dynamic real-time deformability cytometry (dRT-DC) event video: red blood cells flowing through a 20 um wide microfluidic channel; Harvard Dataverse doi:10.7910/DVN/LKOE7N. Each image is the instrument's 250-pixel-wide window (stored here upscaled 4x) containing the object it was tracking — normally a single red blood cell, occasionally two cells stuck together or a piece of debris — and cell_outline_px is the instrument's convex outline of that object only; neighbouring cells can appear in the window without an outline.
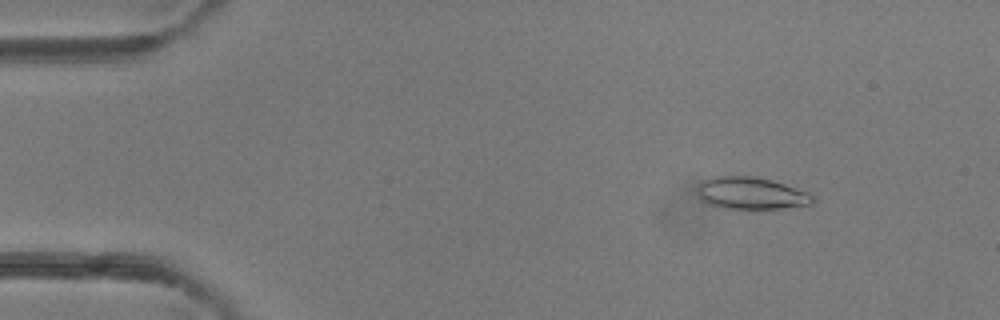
{"species": "common noctule bat (a hibernating species)", "species_latin": "Nyctalus noctula", "temperature_condition": "room temperature", "stored_images_in_passage": 46, "camera_frame_rate_fps": 3000, "um_per_image_px": 0.085, "animal": {"sex": "female"}, "frame": {"image": 1, "passage_image": 6, "time_ms": 1.667, "image_size_px": [1000, 320], "cell_outline_px": [[816, 200], [812, 204], [780, 208], [724, 208], [708, 204], [700, 200], [700, 184], [704, 180], [716, 176], [756, 176], [772, 180], [808, 192]], "centroid_in_image_um": [63.87, 16.42], "position_along_channel_um": 21.1, "area_um2": 21.27}}
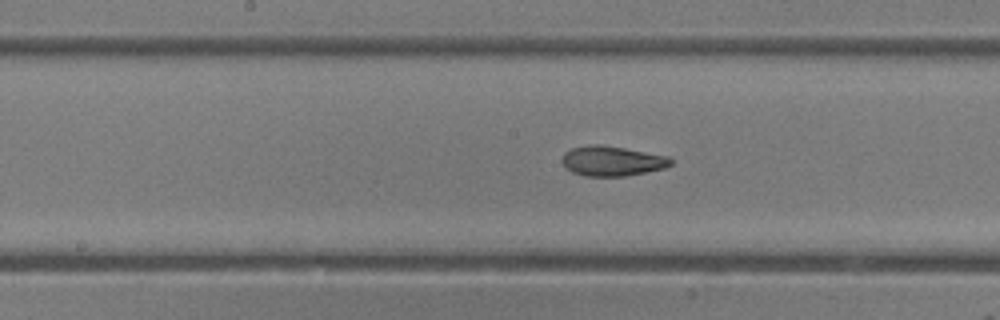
{"frame": {"image": 2, "passage_image": 25, "time_ms": 8.0, "image_size_px": [1000, 320], "cell_outline_px": [[672, 164], [664, 168], [624, 176], [584, 176], [572, 172], [564, 168], [560, 160], [564, 152], [572, 148], [588, 144], [600, 144], [624, 148], [668, 156], [672, 160]], "centroid_in_image_um": [51.96, 13.68], "position_along_channel_um": 196.2, "area_um2": 19.07}}
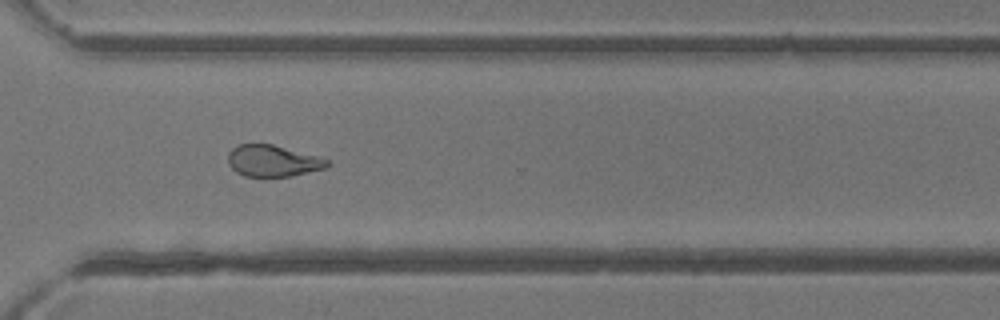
{"frame": {"image": 3, "passage_image": 36, "time_ms": 11.667, "image_size_px": [1000, 320], "cell_outline_px": [[328, 168], [288, 176], [244, 176], [236, 172], [228, 164], [228, 152], [232, 148], [240, 144], [272, 144], [320, 156], [328, 160]], "centroid_in_image_um": [23.19, 13.66], "position_along_channel_um": 347.4, "area_um2": 18.21}, "authors_computed_cell_mechanics": {"area_um2": 19.1029, "velocity_mm_per_s": 4.1456, "shape_relaxation_time_tau1_ms": 3.9831, "shape_relaxation_time_tau2_ms": 1.8935, "deformation_change_tau1": 0.1664, "deformation_change_tau2": 0.0955}}